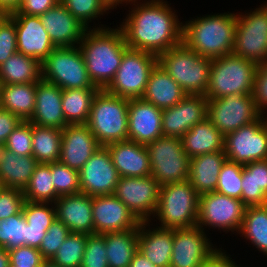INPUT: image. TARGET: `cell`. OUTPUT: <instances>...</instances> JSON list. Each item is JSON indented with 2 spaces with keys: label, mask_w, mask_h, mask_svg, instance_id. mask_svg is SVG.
<instances>
[{
  "label": "cell",
  "mask_w": 267,
  "mask_h": 267,
  "mask_svg": "<svg viewBox=\"0 0 267 267\" xmlns=\"http://www.w3.org/2000/svg\"><path fill=\"white\" fill-rule=\"evenodd\" d=\"M42 80L62 90L98 88L90 80L79 46L55 47L41 63Z\"/></svg>",
  "instance_id": "cell-8"
},
{
  "label": "cell",
  "mask_w": 267,
  "mask_h": 267,
  "mask_svg": "<svg viewBox=\"0 0 267 267\" xmlns=\"http://www.w3.org/2000/svg\"><path fill=\"white\" fill-rule=\"evenodd\" d=\"M42 79L41 63L16 52L0 66V84L37 83Z\"/></svg>",
  "instance_id": "cell-33"
},
{
  "label": "cell",
  "mask_w": 267,
  "mask_h": 267,
  "mask_svg": "<svg viewBox=\"0 0 267 267\" xmlns=\"http://www.w3.org/2000/svg\"><path fill=\"white\" fill-rule=\"evenodd\" d=\"M99 147L95 136L86 124L67 125L62 129L58 161L79 171Z\"/></svg>",
  "instance_id": "cell-23"
},
{
  "label": "cell",
  "mask_w": 267,
  "mask_h": 267,
  "mask_svg": "<svg viewBox=\"0 0 267 267\" xmlns=\"http://www.w3.org/2000/svg\"><path fill=\"white\" fill-rule=\"evenodd\" d=\"M238 234L267 255V205L246 206Z\"/></svg>",
  "instance_id": "cell-38"
},
{
  "label": "cell",
  "mask_w": 267,
  "mask_h": 267,
  "mask_svg": "<svg viewBox=\"0 0 267 267\" xmlns=\"http://www.w3.org/2000/svg\"><path fill=\"white\" fill-rule=\"evenodd\" d=\"M199 194L189 180L160 186L154 216L164 229L191 228L198 222Z\"/></svg>",
  "instance_id": "cell-6"
},
{
  "label": "cell",
  "mask_w": 267,
  "mask_h": 267,
  "mask_svg": "<svg viewBox=\"0 0 267 267\" xmlns=\"http://www.w3.org/2000/svg\"><path fill=\"white\" fill-rule=\"evenodd\" d=\"M62 130L32 124V156L39 163H53L59 160Z\"/></svg>",
  "instance_id": "cell-37"
},
{
  "label": "cell",
  "mask_w": 267,
  "mask_h": 267,
  "mask_svg": "<svg viewBox=\"0 0 267 267\" xmlns=\"http://www.w3.org/2000/svg\"><path fill=\"white\" fill-rule=\"evenodd\" d=\"M105 5L111 10L114 8H117V5L119 7L120 4H125L128 5V3L130 4L133 0H102Z\"/></svg>",
  "instance_id": "cell-60"
},
{
  "label": "cell",
  "mask_w": 267,
  "mask_h": 267,
  "mask_svg": "<svg viewBox=\"0 0 267 267\" xmlns=\"http://www.w3.org/2000/svg\"><path fill=\"white\" fill-rule=\"evenodd\" d=\"M86 240V234L70 233L51 260L60 267H80Z\"/></svg>",
  "instance_id": "cell-40"
},
{
  "label": "cell",
  "mask_w": 267,
  "mask_h": 267,
  "mask_svg": "<svg viewBox=\"0 0 267 267\" xmlns=\"http://www.w3.org/2000/svg\"><path fill=\"white\" fill-rule=\"evenodd\" d=\"M129 267H156L139 250L135 253Z\"/></svg>",
  "instance_id": "cell-57"
},
{
  "label": "cell",
  "mask_w": 267,
  "mask_h": 267,
  "mask_svg": "<svg viewBox=\"0 0 267 267\" xmlns=\"http://www.w3.org/2000/svg\"><path fill=\"white\" fill-rule=\"evenodd\" d=\"M210 241L198 226L173 229L170 267H200L218 249Z\"/></svg>",
  "instance_id": "cell-17"
},
{
  "label": "cell",
  "mask_w": 267,
  "mask_h": 267,
  "mask_svg": "<svg viewBox=\"0 0 267 267\" xmlns=\"http://www.w3.org/2000/svg\"><path fill=\"white\" fill-rule=\"evenodd\" d=\"M261 115L252 95L234 93L219 99H208L207 118L224 136L252 123Z\"/></svg>",
  "instance_id": "cell-14"
},
{
  "label": "cell",
  "mask_w": 267,
  "mask_h": 267,
  "mask_svg": "<svg viewBox=\"0 0 267 267\" xmlns=\"http://www.w3.org/2000/svg\"><path fill=\"white\" fill-rule=\"evenodd\" d=\"M22 0H0V7L4 12L9 13L20 5Z\"/></svg>",
  "instance_id": "cell-58"
},
{
  "label": "cell",
  "mask_w": 267,
  "mask_h": 267,
  "mask_svg": "<svg viewBox=\"0 0 267 267\" xmlns=\"http://www.w3.org/2000/svg\"><path fill=\"white\" fill-rule=\"evenodd\" d=\"M253 99L257 110L263 115L267 109V63L258 65L253 86Z\"/></svg>",
  "instance_id": "cell-52"
},
{
  "label": "cell",
  "mask_w": 267,
  "mask_h": 267,
  "mask_svg": "<svg viewBox=\"0 0 267 267\" xmlns=\"http://www.w3.org/2000/svg\"><path fill=\"white\" fill-rule=\"evenodd\" d=\"M52 180L50 163H39L23 190L25 201L54 203L58 196Z\"/></svg>",
  "instance_id": "cell-39"
},
{
  "label": "cell",
  "mask_w": 267,
  "mask_h": 267,
  "mask_svg": "<svg viewBox=\"0 0 267 267\" xmlns=\"http://www.w3.org/2000/svg\"><path fill=\"white\" fill-rule=\"evenodd\" d=\"M56 219L71 233L94 234L92 197L84 193L60 196L54 202Z\"/></svg>",
  "instance_id": "cell-24"
},
{
  "label": "cell",
  "mask_w": 267,
  "mask_h": 267,
  "mask_svg": "<svg viewBox=\"0 0 267 267\" xmlns=\"http://www.w3.org/2000/svg\"><path fill=\"white\" fill-rule=\"evenodd\" d=\"M48 228L31 226L27 223L26 246L39 249Z\"/></svg>",
  "instance_id": "cell-56"
},
{
  "label": "cell",
  "mask_w": 267,
  "mask_h": 267,
  "mask_svg": "<svg viewBox=\"0 0 267 267\" xmlns=\"http://www.w3.org/2000/svg\"><path fill=\"white\" fill-rule=\"evenodd\" d=\"M94 234L139 228L140 221L115 194L93 196Z\"/></svg>",
  "instance_id": "cell-19"
},
{
  "label": "cell",
  "mask_w": 267,
  "mask_h": 267,
  "mask_svg": "<svg viewBox=\"0 0 267 267\" xmlns=\"http://www.w3.org/2000/svg\"><path fill=\"white\" fill-rule=\"evenodd\" d=\"M70 233V230L63 222L55 219L48 228L47 233L42 239L41 245L38 249L42 257L44 259H52Z\"/></svg>",
  "instance_id": "cell-48"
},
{
  "label": "cell",
  "mask_w": 267,
  "mask_h": 267,
  "mask_svg": "<svg viewBox=\"0 0 267 267\" xmlns=\"http://www.w3.org/2000/svg\"><path fill=\"white\" fill-rule=\"evenodd\" d=\"M120 176L106 146H100L79 170L80 192L93 196L115 193Z\"/></svg>",
  "instance_id": "cell-16"
},
{
  "label": "cell",
  "mask_w": 267,
  "mask_h": 267,
  "mask_svg": "<svg viewBox=\"0 0 267 267\" xmlns=\"http://www.w3.org/2000/svg\"><path fill=\"white\" fill-rule=\"evenodd\" d=\"M52 182L57 196L80 193L79 171L56 161L50 163Z\"/></svg>",
  "instance_id": "cell-42"
},
{
  "label": "cell",
  "mask_w": 267,
  "mask_h": 267,
  "mask_svg": "<svg viewBox=\"0 0 267 267\" xmlns=\"http://www.w3.org/2000/svg\"><path fill=\"white\" fill-rule=\"evenodd\" d=\"M160 185L151 176L120 177L115 195L137 217L140 222H151L159 199Z\"/></svg>",
  "instance_id": "cell-15"
},
{
  "label": "cell",
  "mask_w": 267,
  "mask_h": 267,
  "mask_svg": "<svg viewBox=\"0 0 267 267\" xmlns=\"http://www.w3.org/2000/svg\"><path fill=\"white\" fill-rule=\"evenodd\" d=\"M80 267H109L105 237L102 234L87 235L85 252Z\"/></svg>",
  "instance_id": "cell-46"
},
{
  "label": "cell",
  "mask_w": 267,
  "mask_h": 267,
  "mask_svg": "<svg viewBox=\"0 0 267 267\" xmlns=\"http://www.w3.org/2000/svg\"><path fill=\"white\" fill-rule=\"evenodd\" d=\"M257 120L225 136L224 151L227 160L246 165L267 159V120Z\"/></svg>",
  "instance_id": "cell-13"
},
{
  "label": "cell",
  "mask_w": 267,
  "mask_h": 267,
  "mask_svg": "<svg viewBox=\"0 0 267 267\" xmlns=\"http://www.w3.org/2000/svg\"><path fill=\"white\" fill-rule=\"evenodd\" d=\"M246 205L219 192H209L199 195L197 226L205 228H218L223 232L237 234L242 226ZM204 226H206L204 228Z\"/></svg>",
  "instance_id": "cell-12"
},
{
  "label": "cell",
  "mask_w": 267,
  "mask_h": 267,
  "mask_svg": "<svg viewBox=\"0 0 267 267\" xmlns=\"http://www.w3.org/2000/svg\"><path fill=\"white\" fill-rule=\"evenodd\" d=\"M241 187V201L246 206L266 205L267 159L243 166Z\"/></svg>",
  "instance_id": "cell-34"
},
{
  "label": "cell",
  "mask_w": 267,
  "mask_h": 267,
  "mask_svg": "<svg viewBox=\"0 0 267 267\" xmlns=\"http://www.w3.org/2000/svg\"><path fill=\"white\" fill-rule=\"evenodd\" d=\"M151 176L164 185L188 180L190 157L181 138L161 136L147 145Z\"/></svg>",
  "instance_id": "cell-9"
},
{
  "label": "cell",
  "mask_w": 267,
  "mask_h": 267,
  "mask_svg": "<svg viewBox=\"0 0 267 267\" xmlns=\"http://www.w3.org/2000/svg\"><path fill=\"white\" fill-rule=\"evenodd\" d=\"M38 164L32 155L19 156L7 149L0 164L2 186L24 190Z\"/></svg>",
  "instance_id": "cell-32"
},
{
  "label": "cell",
  "mask_w": 267,
  "mask_h": 267,
  "mask_svg": "<svg viewBox=\"0 0 267 267\" xmlns=\"http://www.w3.org/2000/svg\"><path fill=\"white\" fill-rule=\"evenodd\" d=\"M109 267H129L138 251V228L102 234Z\"/></svg>",
  "instance_id": "cell-35"
},
{
  "label": "cell",
  "mask_w": 267,
  "mask_h": 267,
  "mask_svg": "<svg viewBox=\"0 0 267 267\" xmlns=\"http://www.w3.org/2000/svg\"><path fill=\"white\" fill-rule=\"evenodd\" d=\"M158 64L187 95H205L212 59L198 55L183 42L157 56Z\"/></svg>",
  "instance_id": "cell-4"
},
{
  "label": "cell",
  "mask_w": 267,
  "mask_h": 267,
  "mask_svg": "<svg viewBox=\"0 0 267 267\" xmlns=\"http://www.w3.org/2000/svg\"><path fill=\"white\" fill-rule=\"evenodd\" d=\"M99 88H79L62 91L63 115L67 125L86 124L92 102Z\"/></svg>",
  "instance_id": "cell-36"
},
{
  "label": "cell",
  "mask_w": 267,
  "mask_h": 267,
  "mask_svg": "<svg viewBox=\"0 0 267 267\" xmlns=\"http://www.w3.org/2000/svg\"><path fill=\"white\" fill-rule=\"evenodd\" d=\"M9 267H18V265H9Z\"/></svg>",
  "instance_id": "cell-64"
},
{
  "label": "cell",
  "mask_w": 267,
  "mask_h": 267,
  "mask_svg": "<svg viewBox=\"0 0 267 267\" xmlns=\"http://www.w3.org/2000/svg\"><path fill=\"white\" fill-rule=\"evenodd\" d=\"M66 9L88 29L89 23L110 10L102 0H60ZM90 26V27H89Z\"/></svg>",
  "instance_id": "cell-44"
},
{
  "label": "cell",
  "mask_w": 267,
  "mask_h": 267,
  "mask_svg": "<svg viewBox=\"0 0 267 267\" xmlns=\"http://www.w3.org/2000/svg\"><path fill=\"white\" fill-rule=\"evenodd\" d=\"M181 139L184 151L190 158L224 151L225 136L208 118L194 125Z\"/></svg>",
  "instance_id": "cell-30"
},
{
  "label": "cell",
  "mask_w": 267,
  "mask_h": 267,
  "mask_svg": "<svg viewBox=\"0 0 267 267\" xmlns=\"http://www.w3.org/2000/svg\"><path fill=\"white\" fill-rule=\"evenodd\" d=\"M17 50L14 19L7 13L0 20V66Z\"/></svg>",
  "instance_id": "cell-49"
},
{
  "label": "cell",
  "mask_w": 267,
  "mask_h": 267,
  "mask_svg": "<svg viewBox=\"0 0 267 267\" xmlns=\"http://www.w3.org/2000/svg\"><path fill=\"white\" fill-rule=\"evenodd\" d=\"M186 95L181 86L157 64L149 76L141 98L163 110L173 107Z\"/></svg>",
  "instance_id": "cell-29"
},
{
  "label": "cell",
  "mask_w": 267,
  "mask_h": 267,
  "mask_svg": "<svg viewBox=\"0 0 267 267\" xmlns=\"http://www.w3.org/2000/svg\"><path fill=\"white\" fill-rule=\"evenodd\" d=\"M40 267H60L56 265L51 259H45Z\"/></svg>",
  "instance_id": "cell-61"
},
{
  "label": "cell",
  "mask_w": 267,
  "mask_h": 267,
  "mask_svg": "<svg viewBox=\"0 0 267 267\" xmlns=\"http://www.w3.org/2000/svg\"><path fill=\"white\" fill-rule=\"evenodd\" d=\"M157 64L156 55L128 48L123 54L114 79L105 90L127 99L141 98L149 76Z\"/></svg>",
  "instance_id": "cell-10"
},
{
  "label": "cell",
  "mask_w": 267,
  "mask_h": 267,
  "mask_svg": "<svg viewBox=\"0 0 267 267\" xmlns=\"http://www.w3.org/2000/svg\"><path fill=\"white\" fill-rule=\"evenodd\" d=\"M222 248H218L208 259H206L200 267H237V264L235 261L230 258L226 254L227 252H224ZM232 259V260H231Z\"/></svg>",
  "instance_id": "cell-55"
},
{
  "label": "cell",
  "mask_w": 267,
  "mask_h": 267,
  "mask_svg": "<svg viewBox=\"0 0 267 267\" xmlns=\"http://www.w3.org/2000/svg\"><path fill=\"white\" fill-rule=\"evenodd\" d=\"M21 121L17 115L0 108V144H5L9 135Z\"/></svg>",
  "instance_id": "cell-54"
},
{
  "label": "cell",
  "mask_w": 267,
  "mask_h": 267,
  "mask_svg": "<svg viewBox=\"0 0 267 267\" xmlns=\"http://www.w3.org/2000/svg\"><path fill=\"white\" fill-rule=\"evenodd\" d=\"M22 212L26 222L31 226L50 227L56 219V210L53 203L25 201Z\"/></svg>",
  "instance_id": "cell-45"
},
{
  "label": "cell",
  "mask_w": 267,
  "mask_h": 267,
  "mask_svg": "<svg viewBox=\"0 0 267 267\" xmlns=\"http://www.w3.org/2000/svg\"><path fill=\"white\" fill-rule=\"evenodd\" d=\"M15 22L17 50L42 63L55 48L40 17L21 13H8Z\"/></svg>",
  "instance_id": "cell-20"
},
{
  "label": "cell",
  "mask_w": 267,
  "mask_h": 267,
  "mask_svg": "<svg viewBox=\"0 0 267 267\" xmlns=\"http://www.w3.org/2000/svg\"><path fill=\"white\" fill-rule=\"evenodd\" d=\"M208 115V99L205 95H186L179 103L162 111L163 136L182 138Z\"/></svg>",
  "instance_id": "cell-18"
},
{
  "label": "cell",
  "mask_w": 267,
  "mask_h": 267,
  "mask_svg": "<svg viewBox=\"0 0 267 267\" xmlns=\"http://www.w3.org/2000/svg\"><path fill=\"white\" fill-rule=\"evenodd\" d=\"M37 83L0 84V108L28 121L35 110Z\"/></svg>",
  "instance_id": "cell-31"
},
{
  "label": "cell",
  "mask_w": 267,
  "mask_h": 267,
  "mask_svg": "<svg viewBox=\"0 0 267 267\" xmlns=\"http://www.w3.org/2000/svg\"><path fill=\"white\" fill-rule=\"evenodd\" d=\"M7 150V146L5 144H0V164L3 159V153Z\"/></svg>",
  "instance_id": "cell-62"
},
{
  "label": "cell",
  "mask_w": 267,
  "mask_h": 267,
  "mask_svg": "<svg viewBox=\"0 0 267 267\" xmlns=\"http://www.w3.org/2000/svg\"><path fill=\"white\" fill-rule=\"evenodd\" d=\"M236 13H218L183 24L182 42L198 55L215 59L231 54L234 47Z\"/></svg>",
  "instance_id": "cell-3"
},
{
  "label": "cell",
  "mask_w": 267,
  "mask_h": 267,
  "mask_svg": "<svg viewBox=\"0 0 267 267\" xmlns=\"http://www.w3.org/2000/svg\"><path fill=\"white\" fill-rule=\"evenodd\" d=\"M5 14L7 13L4 12V10L0 7V20L3 18V16H5Z\"/></svg>",
  "instance_id": "cell-63"
},
{
  "label": "cell",
  "mask_w": 267,
  "mask_h": 267,
  "mask_svg": "<svg viewBox=\"0 0 267 267\" xmlns=\"http://www.w3.org/2000/svg\"><path fill=\"white\" fill-rule=\"evenodd\" d=\"M162 111L142 98L129 99L128 140L147 145L163 136Z\"/></svg>",
  "instance_id": "cell-21"
},
{
  "label": "cell",
  "mask_w": 267,
  "mask_h": 267,
  "mask_svg": "<svg viewBox=\"0 0 267 267\" xmlns=\"http://www.w3.org/2000/svg\"><path fill=\"white\" fill-rule=\"evenodd\" d=\"M62 91L55 84L42 79L38 81L35 110L28 121L43 127L64 129L67 124L63 115Z\"/></svg>",
  "instance_id": "cell-26"
},
{
  "label": "cell",
  "mask_w": 267,
  "mask_h": 267,
  "mask_svg": "<svg viewBox=\"0 0 267 267\" xmlns=\"http://www.w3.org/2000/svg\"><path fill=\"white\" fill-rule=\"evenodd\" d=\"M39 17L55 47L78 46L88 29L60 1Z\"/></svg>",
  "instance_id": "cell-22"
},
{
  "label": "cell",
  "mask_w": 267,
  "mask_h": 267,
  "mask_svg": "<svg viewBox=\"0 0 267 267\" xmlns=\"http://www.w3.org/2000/svg\"><path fill=\"white\" fill-rule=\"evenodd\" d=\"M10 265L18 267H40L45 260L37 248L19 246L8 250Z\"/></svg>",
  "instance_id": "cell-51"
},
{
  "label": "cell",
  "mask_w": 267,
  "mask_h": 267,
  "mask_svg": "<svg viewBox=\"0 0 267 267\" xmlns=\"http://www.w3.org/2000/svg\"><path fill=\"white\" fill-rule=\"evenodd\" d=\"M258 65L233 53L212 59L207 99H219L234 93L252 95Z\"/></svg>",
  "instance_id": "cell-7"
},
{
  "label": "cell",
  "mask_w": 267,
  "mask_h": 267,
  "mask_svg": "<svg viewBox=\"0 0 267 267\" xmlns=\"http://www.w3.org/2000/svg\"><path fill=\"white\" fill-rule=\"evenodd\" d=\"M7 149L19 156L32 155V123L21 121L7 138Z\"/></svg>",
  "instance_id": "cell-47"
},
{
  "label": "cell",
  "mask_w": 267,
  "mask_h": 267,
  "mask_svg": "<svg viewBox=\"0 0 267 267\" xmlns=\"http://www.w3.org/2000/svg\"><path fill=\"white\" fill-rule=\"evenodd\" d=\"M233 54L257 65L267 63V5L236 13Z\"/></svg>",
  "instance_id": "cell-11"
},
{
  "label": "cell",
  "mask_w": 267,
  "mask_h": 267,
  "mask_svg": "<svg viewBox=\"0 0 267 267\" xmlns=\"http://www.w3.org/2000/svg\"><path fill=\"white\" fill-rule=\"evenodd\" d=\"M106 148L120 177L151 175V164L146 145L125 140L108 144Z\"/></svg>",
  "instance_id": "cell-25"
},
{
  "label": "cell",
  "mask_w": 267,
  "mask_h": 267,
  "mask_svg": "<svg viewBox=\"0 0 267 267\" xmlns=\"http://www.w3.org/2000/svg\"><path fill=\"white\" fill-rule=\"evenodd\" d=\"M132 3L134 7L119 25L130 49L158 56L182 43L183 23L170 7L171 3L164 0H133Z\"/></svg>",
  "instance_id": "cell-1"
},
{
  "label": "cell",
  "mask_w": 267,
  "mask_h": 267,
  "mask_svg": "<svg viewBox=\"0 0 267 267\" xmlns=\"http://www.w3.org/2000/svg\"><path fill=\"white\" fill-rule=\"evenodd\" d=\"M78 46L90 80L100 90H105L114 79L124 52L129 48L122 29L118 25L114 29L102 24L101 27L89 28Z\"/></svg>",
  "instance_id": "cell-2"
},
{
  "label": "cell",
  "mask_w": 267,
  "mask_h": 267,
  "mask_svg": "<svg viewBox=\"0 0 267 267\" xmlns=\"http://www.w3.org/2000/svg\"><path fill=\"white\" fill-rule=\"evenodd\" d=\"M226 160L225 151L202 154L190 159L188 180L199 195L216 191L218 176Z\"/></svg>",
  "instance_id": "cell-28"
},
{
  "label": "cell",
  "mask_w": 267,
  "mask_h": 267,
  "mask_svg": "<svg viewBox=\"0 0 267 267\" xmlns=\"http://www.w3.org/2000/svg\"><path fill=\"white\" fill-rule=\"evenodd\" d=\"M27 222L22 210L7 219H0V247L7 250L26 245Z\"/></svg>",
  "instance_id": "cell-41"
},
{
  "label": "cell",
  "mask_w": 267,
  "mask_h": 267,
  "mask_svg": "<svg viewBox=\"0 0 267 267\" xmlns=\"http://www.w3.org/2000/svg\"><path fill=\"white\" fill-rule=\"evenodd\" d=\"M129 99L99 90L86 125L100 146L128 140Z\"/></svg>",
  "instance_id": "cell-5"
},
{
  "label": "cell",
  "mask_w": 267,
  "mask_h": 267,
  "mask_svg": "<svg viewBox=\"0 0 267 267\" xmlns=\"http://www.w3.org/2000/svg\"><path fill=\"white\" fill-rule=\"evenodd\" d=\"M60 0H22L20 5L9 13L40 16L55 6Z\"/></svg>",
  "instance_id": "cell-53"
},
{
  "label": "cell",
  "mask_w": 267,
  "mask_h": 267,
  "mask_svg": "<svg viewBox=\"0 0 267 267\" xmlns=\"http://www.w3.org/2000/svg\"><path fill=\"white\" fill-rule=\"evenodd\" d=\"M25 202L23 190L2 187L0 190V219L18 214Z\"/></svg>",
  "instance_id": "cell-50"
},
{
  "label": "cell",
  "mask_w": 267,
  "mask_h": 267,
  "mask_svg": "<svg viewBox=\"0 0 267 267\" xmlns=\"http://www.w3.org/2000/svg\"><path fill=\"white\" fill-rule=\"evenodd\" d=\"M150 222H140L138 250L156 267H170L173 248V229L150 227Z\"/></svg>",
  "instance_id": "cell-27"
},
{
  "label": "cell",
  "mask_w": 267,
  "mask_h": 267,
  "mask_svg": "<svg viewBox=\"0 0 267 267\" xmlns=\"http://www.w3.org/2000/svg\"><path fill=\"white\" fill-rule=\"evenodd\" d=\"M242 170L243 165L226 160L218 176L216 192L241 200Z\"/></svg>",
  "instance_id": "cell-43"
},
{
  "label": "cell",
  "mask_w": 267,
  "mask_h": 267,
  "mask_svg": "<svg viewBox=\"0 0 267 267\" xmlns=\"http://www.w3.org/2000/svg\"><path fill=\"white\" fill-rule=\"evenodd\" d=\"M9 265L10 260L8 250L0 247V267H9Z\"/></svg>",
  "instance_id": "cell-59"
}]
</instances>
